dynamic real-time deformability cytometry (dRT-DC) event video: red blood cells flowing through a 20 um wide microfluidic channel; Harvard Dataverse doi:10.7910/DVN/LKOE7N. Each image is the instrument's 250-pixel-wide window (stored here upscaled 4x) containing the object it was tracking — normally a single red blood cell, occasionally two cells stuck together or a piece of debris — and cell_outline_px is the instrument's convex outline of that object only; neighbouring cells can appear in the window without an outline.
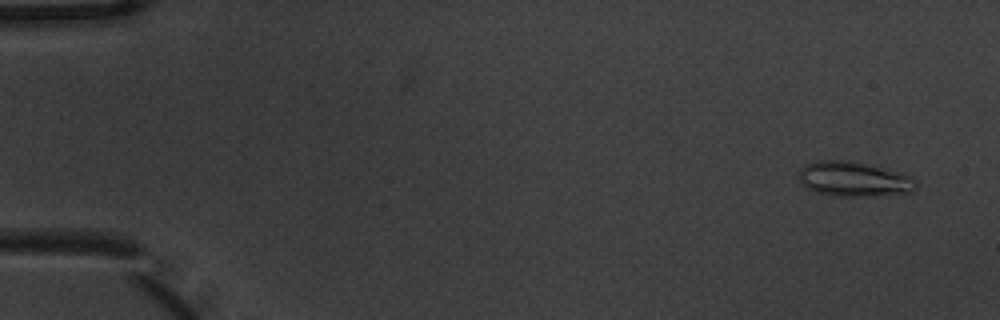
{"species": "common noctule bat (a hibernating species)", "species_latin": "Nyctalus noctula", "temperature_condition": "warm", "stored_images_in_passage": 5, "camera_frame_rate_fps": 3000, "um_per_image_px": 0.085, "animal": {"sex": "male", "body_mass_g": 20.1, "forearm_length_mm": 53.5}, "frame": {"image": 1, "passage_image": 1, "time_ms": 0.0, "image_size_px": [1000, 320], "cell_outline_px": [[916, 184], [912, 192], [868, 196], [832, 196], [816, 192], [808, 188], [796, 176], [800, 168], [816, 160], [848, 160], [912, 176], [916, 180]], "centroid_in_image_um": [72.53, 15.23], "position_along_channel_um": 12.5, "area_um2": 23.52}}
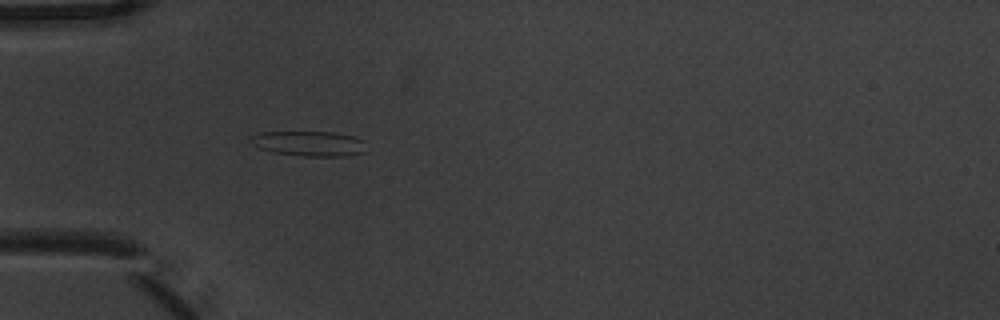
{"frame": {"image": 2, "passage_image": 5, "time_ms": 1.333, "image_size_px": [1000, 320], "cell_outline_px": [[364, 152], [348, 156], [304, 156], [272, 152], [260, 148], [252, 144], [248, 140], [248, 136], [260, 132], [332, 132], [352, 136], [364, 140]], "centroid_in_image_um": [26.22, 12.2], "position_along_channel_um": 58.8, "area_um2": 16.94}}